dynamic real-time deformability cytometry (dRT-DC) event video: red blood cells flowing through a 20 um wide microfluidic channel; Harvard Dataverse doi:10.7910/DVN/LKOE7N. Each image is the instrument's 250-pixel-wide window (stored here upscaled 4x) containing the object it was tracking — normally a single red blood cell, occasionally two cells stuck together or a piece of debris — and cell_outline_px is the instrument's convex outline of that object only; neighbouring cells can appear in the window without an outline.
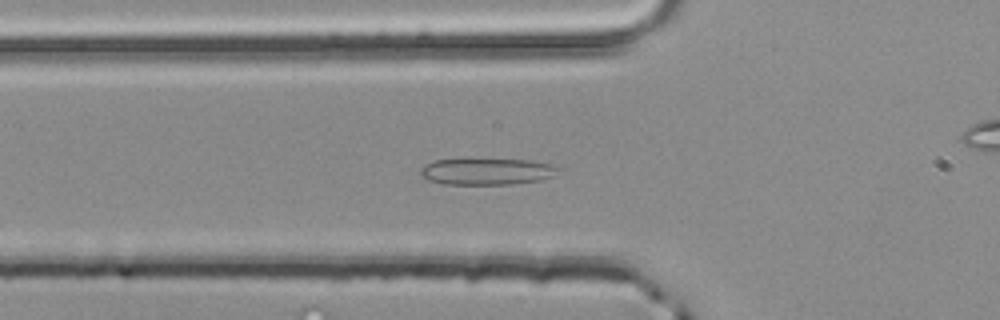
{"species": "common noctule bat (a hibernating species)", "species_latin": "Nyctalus noctula", "temperature_condition": "room temperature", "stored_images_in_passage": 37, "camera_frame_rate_fps": 3000, "um_per_image_px": 0.085, "animal": {"sex": "male", "body_mass_g": 20.4}, "frame": {"image": 1, "passage_image": 3, "time_ms": 0.667, "image_size_px": [1000, 320], "cell_outline_px": [[564, 168], [552, 176], [540, 180], [512, 184], [444, 184], [428, 180], [420, 176], [420, 168], [424, 164], [436, 160], [532, 160], [552, 164]], "centroid_in_image_um": [41.41, 14.58], "position_along_channel_um": 84.4, "area_um2": 21.27}}
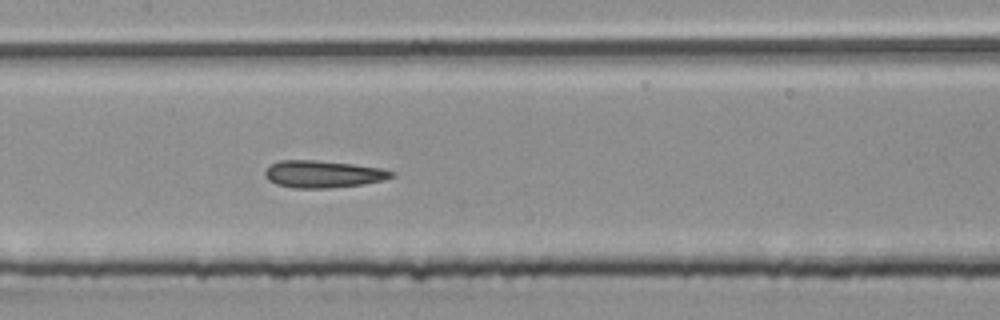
{"frame": {"image": 2, "passage_image": 10, "time_ms": 3.0, "image_size_px": [1000, 320], "cell_outline_px": [[396, 176], [384, 180], [360, 184], [332, 188], [292, 188], [276, 184], [268, 180], [264, 176], [264, 168], [268, 164], [280, 160], [316, 160], [352, 164], [380, 168], [396, 172]], "centroid_in_image_um": [27.41, 14.79], "position_along_channel_um": 180.0, "area_um2": 20.29}}
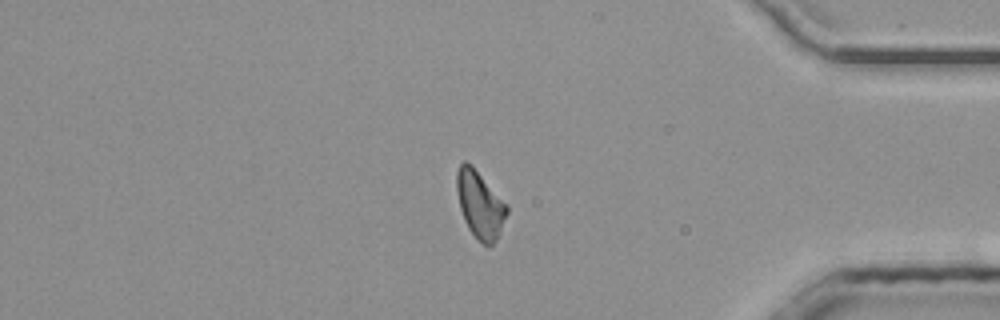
{"frame": {"image": 3, "passage_image": 28, "time_ms": 9.0, "image_size_px": [1000, 320], "cell_outline_px": [[508, 212], [496, 240], [488, 248], [476, 240], [468, 228], [464, 220], [460, 208], [456, 188], [456, 172], [460, 164], [464, 160], [472, 164], [508, 204]], "centroid_in_image_um": [40.8, 17.38], "position_along_channel_um": 394.4, "area_um2": 20.0}}